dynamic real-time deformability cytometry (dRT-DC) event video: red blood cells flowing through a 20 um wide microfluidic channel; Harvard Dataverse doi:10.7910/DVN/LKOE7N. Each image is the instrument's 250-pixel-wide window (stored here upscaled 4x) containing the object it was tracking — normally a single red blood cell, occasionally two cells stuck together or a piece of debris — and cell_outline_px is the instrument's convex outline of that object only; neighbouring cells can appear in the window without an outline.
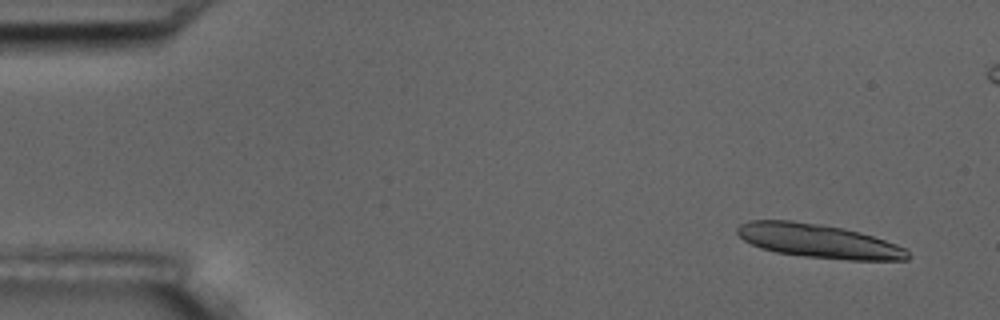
{"species": "common noctule bat (a hibernating species)", "species_latin": "Nyctalus noctula", "temperature_condition": "room temperature", "stored_images_in_passage": 5, "camera_frame_rate_fps": 3000, "um_per_image_px": 0.085, "animal": {"sex": "male", "body_mass_g": 17.5, "forearm_length_mm": 52.3}, "frame": {"image": 1, "passage_image": 1, "time_ms": 0.0, "image_size_px": [1000, 320], "cell_outline_px": [[908, 260], [848, 260], [804, 256], [776, 252], [760, 248], [744, 240], [736, 232], [736, 228], [740, 224], [748, 220], [792, 220], [820, 224], [844, 228], [860, 232], [896, 244], [904, 248], [908, 252]], "centroid_in_image_um": [69.54, 20.48], "position_along_channel_um": 15.5, "area_um2": 33.52}}